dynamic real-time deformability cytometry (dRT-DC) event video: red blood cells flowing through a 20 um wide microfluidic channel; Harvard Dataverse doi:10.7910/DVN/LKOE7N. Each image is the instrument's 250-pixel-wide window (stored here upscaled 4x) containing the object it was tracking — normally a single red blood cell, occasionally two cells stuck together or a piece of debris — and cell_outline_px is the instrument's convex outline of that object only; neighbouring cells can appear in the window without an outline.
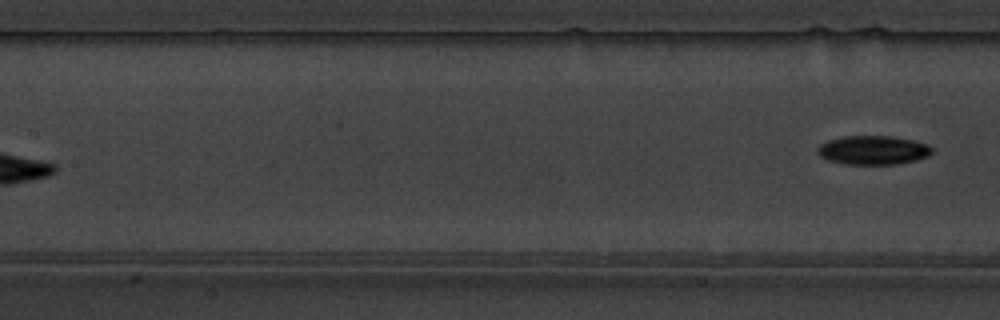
{"species": "common noctule bat (a hibernating species)", "species_latin": "Nyctalus noctula", "temperature_condition": "warm", "stored_images_in_passage": 8, "segment_of_instrument_passage": [2, 2], "camera_frame_rate_fps": 3000, "um_per_image_px": 0.085, "animal": {"sex": "male", "body_mass_g": 19.5, "forearm_length_mm": 54.6}, "frame": {"image": 1, "passage_image": 8, "time_ms": 9.333, "image_size_px": [1000, 320], "cell_outline_px": [[932, 152], [928, 156], [916, 160], [896, 164], [844, 164], [828, 160], [820, 156], [816, 152], [820, 144], [828, 140], [844, 136], [892, 136], [912, 140], [928, 144], [932, 148]], "centroid_in_image_um": [74.2, 12.76], "position_along_channel_um": 133.2, "area_um2": 19.31}}